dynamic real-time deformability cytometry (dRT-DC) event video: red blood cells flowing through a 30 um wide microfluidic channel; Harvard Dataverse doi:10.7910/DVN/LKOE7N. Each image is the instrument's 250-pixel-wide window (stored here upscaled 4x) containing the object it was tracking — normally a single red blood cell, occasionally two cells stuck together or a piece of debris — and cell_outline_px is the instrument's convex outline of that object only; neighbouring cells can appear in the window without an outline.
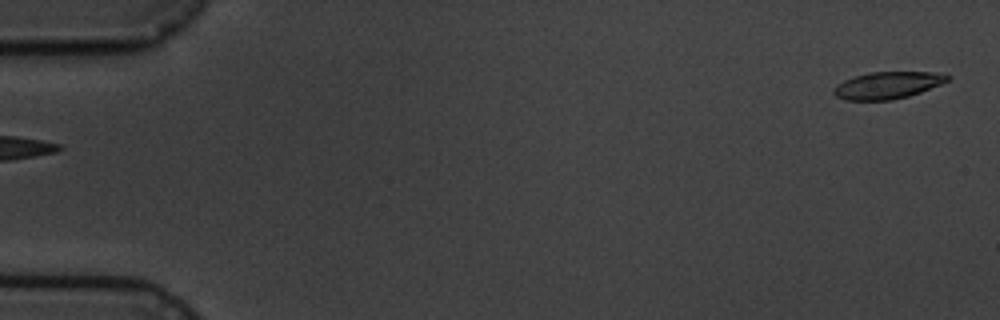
{"species": "common noctule bat (a hibernating species)", "species_latin": "Nyctalus noctula", "temperature_condition": "cold", "stored_images_in_passage": 6, "segment_of_instrument_passage": [2, 2], "camera_frame_rate_fps": 3000, "um_per_image_px": 0.085, "animal": {"sex": "male", "body_mass_g": 19.5, "forearm_length_mm": 54.6}, "frame": {"image": 1, "passage_image": 6, "time_ms": 5.667, "image_size_px": [1000, 320], "cell_outline_px": [[952, 76], [948, 80], [940, 84], [920, 92], [908, 96], [892, 100], [844, 100], [836, 96], [832, 92], [832, 88], [836, 84], [844, 80], [868, 72], [932, 72]], "centroid_in_image_um": [75.39, 7.25], "position_along_channel_um": 9.6, "area_um2": 17.86}}